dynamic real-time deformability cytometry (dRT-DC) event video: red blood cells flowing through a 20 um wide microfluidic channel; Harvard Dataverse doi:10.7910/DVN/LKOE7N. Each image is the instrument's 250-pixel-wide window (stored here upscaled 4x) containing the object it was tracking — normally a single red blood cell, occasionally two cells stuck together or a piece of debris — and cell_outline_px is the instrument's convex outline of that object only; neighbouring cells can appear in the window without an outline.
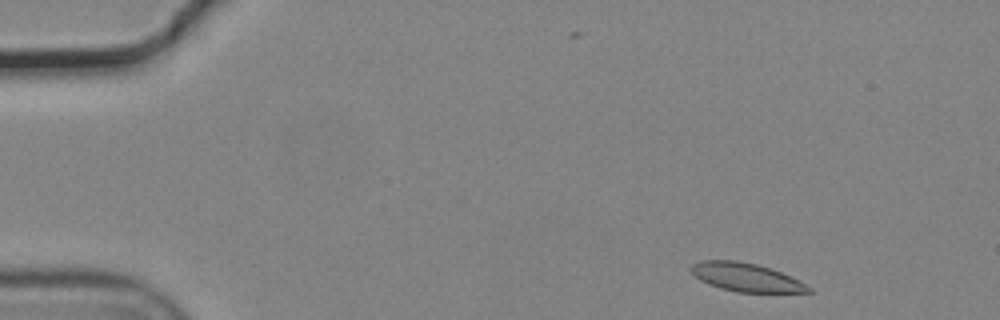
{"species": "common noctule bat (a hibernating species)", "species_latin": "Nyctalus noctula", "temperature_condition": "cold", "stored_images_in_passage": 51, "camera_frame_rate_fps": 3000, "um_per_image_px": 0.085, "animal": {"sex": "male", "body_mass_g": 19.2, "forearm_length_mm": 51.8}, "frame": {"image": 1, "passage_image": 2, "time_ms": 0.333, "image_size_px": [1000, 320], "cell_outline_px": [[812, 292], [736, 292], [720, 288], [708, 284], [700, 280], [692, 272], [692, 264], [700, 260], [736, 260], [756, 264], [780, 272], [812, 288]], "centroid_in_image_um": [63.36, 23.57], "position_along_channel_um": 21.6, "area_um2": 19.07}}
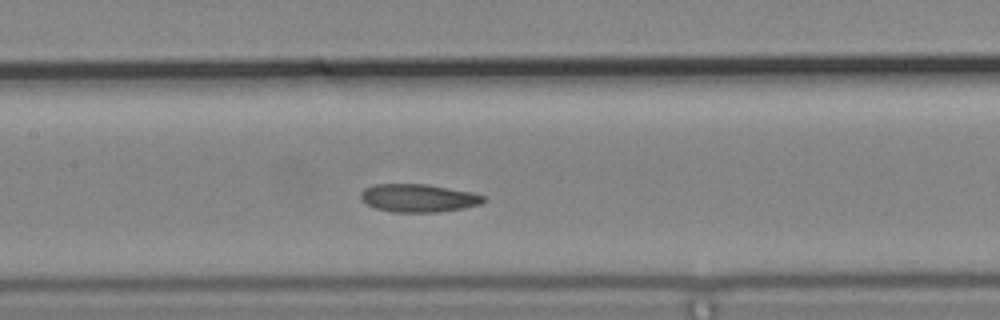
{"frame": {"image": 2, "passage_image": 22, "time_ms": 7.0, "image_size_px": [1000, 320], "cell_outline_px": [[484, 200], [480, 204], [464, 208], [440, 212], [392, 212], [376, 208], [360, 200], [360, 192], [364, 188], [372, 184], [424, 184], [472, 192], [484, 196]], "centroid_in_image_um": [35.52, 16.83], "position_along_channel_um": 171.9, "area_um2": 20.06}}
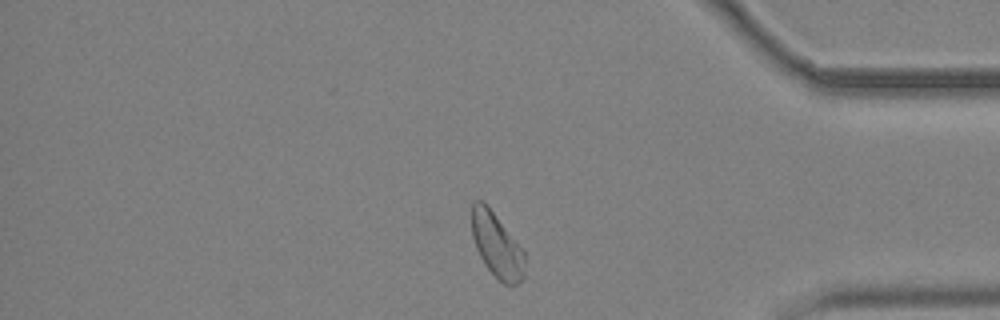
{"frame": {"image": 3, "passage_image": 42, "time_ms": 13.667, "image_size_px": [1000, 320], "cell_outline_px": [[524, 276], [516, 284], [504, 284], [484, 264], [476, 248], [472, 236], [472, 204], [476, 200], [484, 200], [524, 252]], "centroid_in_image_um": [42.2, 20.82], "position_along_channel_um": 393.0, "area_um2": 19.48}, "authors_computed_cell_mechanics": {"area_um2": 20.3456, "velocity_mm_per_s": 3.6892, "shape_relaxation_time_tau1_ms": 4.2197, "shape_relaxation_time_tau2_ms": 5.5756, "deformation_change_tau1": 0.1143, "deformation_change_tau2": 0.1144}}